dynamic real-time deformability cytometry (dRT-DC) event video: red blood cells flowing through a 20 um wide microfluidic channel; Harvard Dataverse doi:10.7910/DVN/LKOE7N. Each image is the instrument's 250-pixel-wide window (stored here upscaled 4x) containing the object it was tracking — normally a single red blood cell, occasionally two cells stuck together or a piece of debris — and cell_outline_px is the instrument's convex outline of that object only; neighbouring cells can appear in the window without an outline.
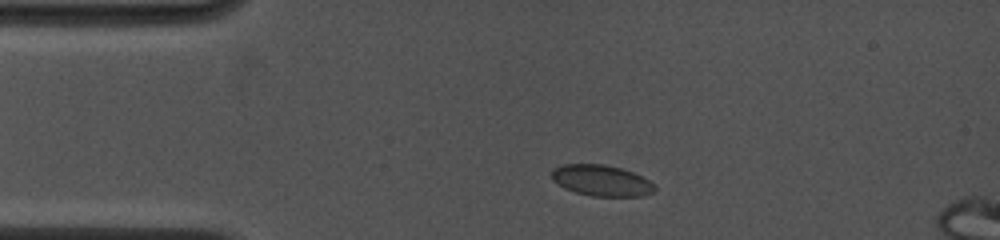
{"species": "common noctule bat (a hibernating species)", "species_latin": "Nyctalus noctula", "temperature_condition": "cold", "stored_images_in_passage": 59, "segment_of_instrument_passage": [1, 2], "camera_frame_rate_fps": 4500, "um_per_image_px": 0.085, "animal": {"sex": "female", "body_mass_g": 19.0, "forearm_length_mm": 53.3}, "frame": {"image": 1, "passage_image": 2, "time_ms": 0.222, "image_size_px": [1000, 240], "cell_outline_px": [[656, 188], [652, 192], [644, 196], [592, 196], [576, 192], [564, 188], [552, 180], [552, 168], [564, 164], [604, 164], [620, 168], [632, 172], [656, 184]], "centroid_in_image_um": [51.11, 15.34], "position_along_channel_um": 33.9, "area_um2": 18.61}}
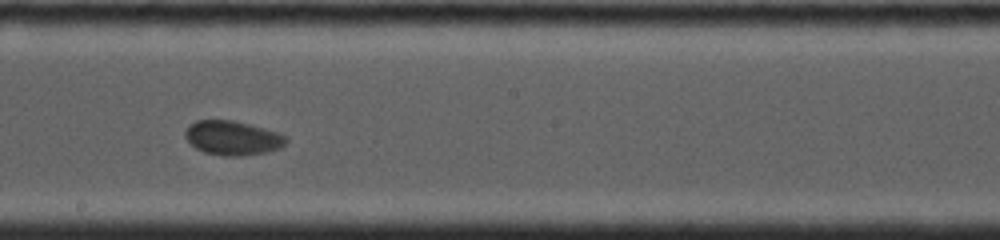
{"frame": {"image": 2, "passage_image": 28, "time_ms": 6.0, "image_size_px": [1000, 240], "cell_outline_px": [[288, 140], [280, 148], [264, 152], [240, 156], [228, 156], [204, 152], [196, 148], [184, 136], [184, 132], [188, 124], [196, 120], [232, 120], [248, 124], [276, 132], [284, 136]], "centroid_in_image_um": [19.72, 11.72], "position_along_channel_um": 228.5, "area_um2": 19.88}}
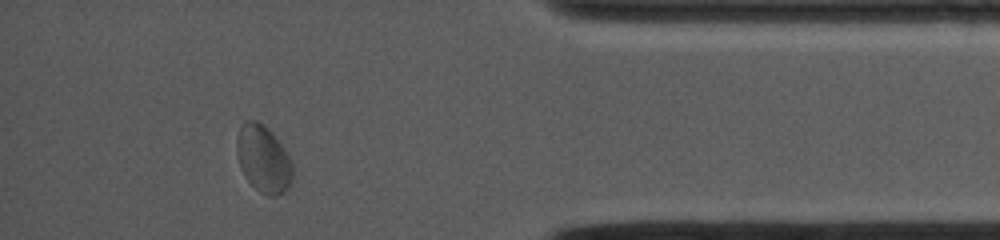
{"frame": {"image": 3, "passage_image": 51, "time_ms": 11.111, "image_size_px": [1000, 240], "cell_outline_px": [[292, 180], [288, 188], [284, 192], [276, 196], [268, 196], [260, 192], [244, 176], [240, 168], [236, 152], [236, 136], [240, 124], [244, 120], [256, 120], [264, 124], [272, 132], [288, 156], [292, 164]], "centroid_in_image_um": [22.35, 13.48], "position_along_channel_um": 412.9, "area_um2": 22.02}}